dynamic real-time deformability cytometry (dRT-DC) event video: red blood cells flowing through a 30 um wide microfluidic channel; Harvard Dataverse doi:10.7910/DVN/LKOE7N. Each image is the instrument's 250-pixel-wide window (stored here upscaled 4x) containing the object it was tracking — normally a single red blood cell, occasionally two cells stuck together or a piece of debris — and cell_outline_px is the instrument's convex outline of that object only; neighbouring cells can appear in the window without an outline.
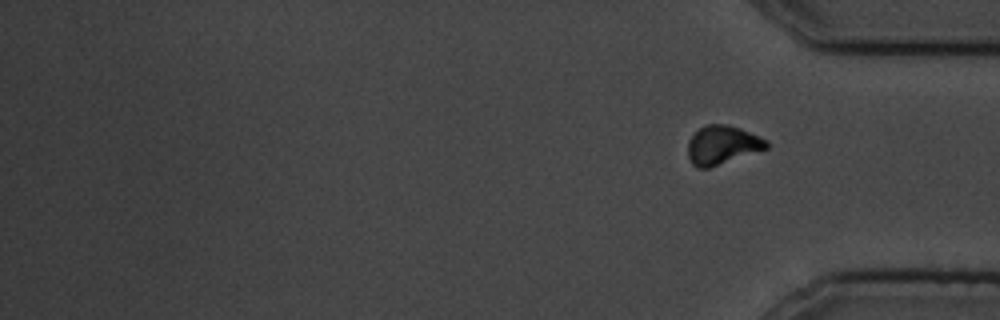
{"species": "common noctule bat (a hibernating species)", "species_latin": "Nyctalus noctula", "temperature_condition": "cold", "stored_images_in_passage": 14, "camera_frame_rate_fps": 3000, "um_per_image_px": 0.085, "animal": {"sex": "male", "body_mass_g": 19.5, "forearm_length_mm": 54.6}, "frame": {"image": 1, "passage_image": 14, "time_ms": 17.0, "image_size_px": [1000, 320], "cell_outline_px": [[768, 148], [708, 168], [696, 168], [692, 164], [688, 156], [688, 140], [700, 128], [708, 124], [728, 124], [740, 128], [768, 140]], "centroid_in_image_um": [61.39, 12.32], "position_along_channel_um": 373.8, "area_um2": 17.63}}